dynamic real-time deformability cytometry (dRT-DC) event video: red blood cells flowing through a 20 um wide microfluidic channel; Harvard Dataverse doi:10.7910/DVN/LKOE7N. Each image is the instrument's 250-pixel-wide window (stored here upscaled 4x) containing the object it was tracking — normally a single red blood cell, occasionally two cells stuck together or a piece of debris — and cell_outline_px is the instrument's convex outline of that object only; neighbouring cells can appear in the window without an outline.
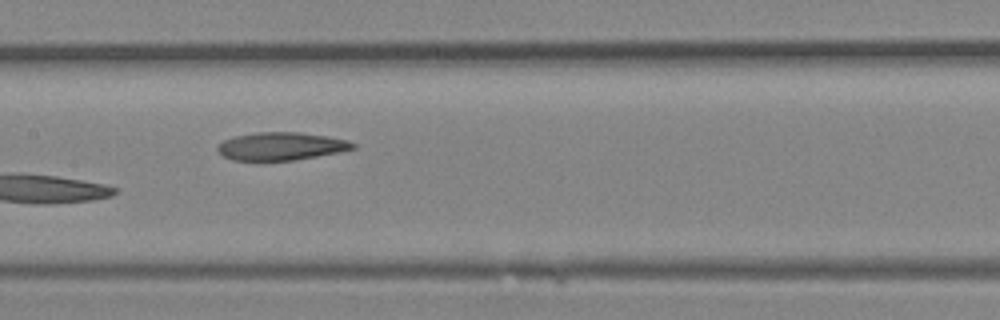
{"species": "Egyptian fruit bat (a non-hibernating species)", "species_latin": "Rousettus aegyptiacus", "temperature_condition": "room temperature", "stored_images_in_passage": 20, "camera_frame_rate_fps": 3000, "um_per_image_px": 0.085, "animal": {"sex": "female"}, "frame": {"image": 1, "passage_image": 6, "time_ms": 1.667, "image_size_px": [1000, 320], "cell_outline_px": [[356, 148], [340, 152], [292, 160], [256, 164], [232, 160], [216, 152], [216, 148], [224, 140], [236, 136], [256, 132], [300, 132], [328, 136], [348, 140], [356, 144]], "centroid_in_image_um": [23.84, 12.47], "position_along_channel_um": 183.6, "area_um2": 22.83}}